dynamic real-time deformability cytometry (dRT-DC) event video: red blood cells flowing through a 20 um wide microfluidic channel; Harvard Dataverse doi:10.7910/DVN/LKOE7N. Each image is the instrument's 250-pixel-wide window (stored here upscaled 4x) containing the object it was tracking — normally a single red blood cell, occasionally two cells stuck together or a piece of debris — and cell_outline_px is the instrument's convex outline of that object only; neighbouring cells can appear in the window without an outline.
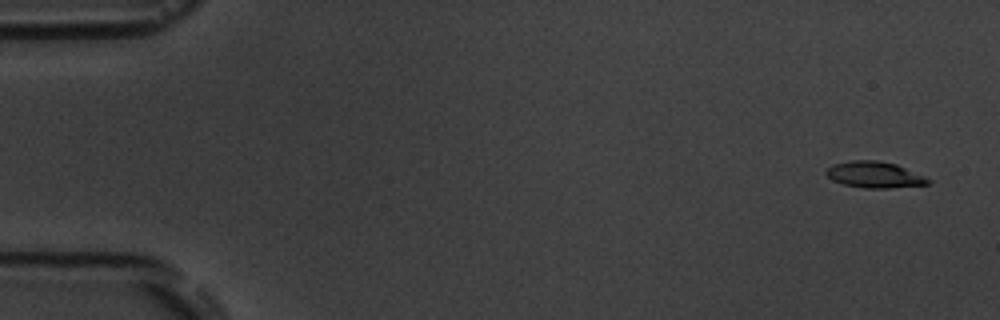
{"species": "common noctule bat (a hibernating species)", "species_latin": "Nyctalus noctula", "temperature_condition": "room temperature", "stored_images_in_passage": 5, "camera_frame_rate_fps": 3000, "um_per_image_px": 0.085, "animal": {"sex": "male", "body_mass_g": 19.5, "forearm_length_mm": 54.6}, "frame": {"image": 1, "passage_image": 1, "time_ms": 0.0, "image_size_px": [1000, 320], "cell_outline_px": [[932, 180], [928, 184], [888, 188], [864, 188], [844, 184], [832, 180], [824, 172], [832, 164], [852, 160], [876, 160], [896, 164], [924, 176]], "centroid_in_image_um": [74.32, 14.84], "position_along_channel_um": 10.7, "area_um2": 15.49}}